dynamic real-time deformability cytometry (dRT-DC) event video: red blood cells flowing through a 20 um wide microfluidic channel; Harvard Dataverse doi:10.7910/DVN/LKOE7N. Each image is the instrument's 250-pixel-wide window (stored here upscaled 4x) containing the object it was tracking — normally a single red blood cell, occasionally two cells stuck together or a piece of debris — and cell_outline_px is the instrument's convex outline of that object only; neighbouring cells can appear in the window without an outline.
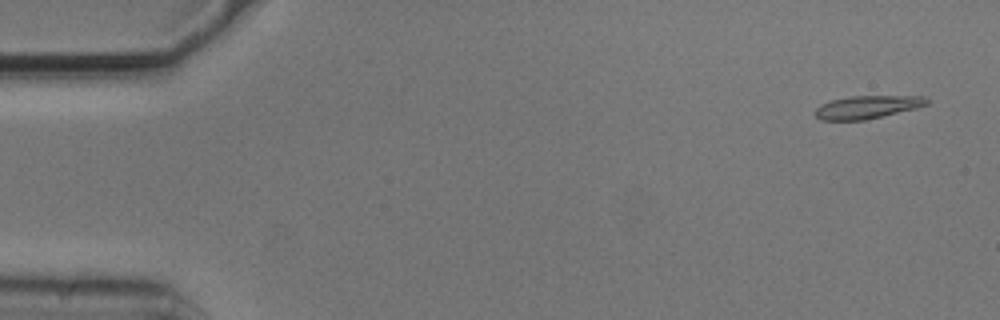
{"species": "common noctule bat (a hibernating species)", "species_latin": "Nyctalus noctula", "temperature_condition": "cold", "stored_images_in_passage": 34, "camera_frame_rate_fps": 3000, "um_per_image_px": 0.085, "animal": {"sex": "male", "body_mass_g": 20.5, "forearm_length_mm": 52.5}, "frame": {"image": 1, "passage_image": 3, "time_ms": 0.667, "image_size_px": [1000, 320], "cell_outline_px": [[928, 104], [916, 108], [864, 120], [820, 120], [816, 116], [816, 108], [820, 104], [832, 100], [852, 96], [924, 96], [928, 100]], "centroid_in_image_um": [73.71, 9.1], "position_along_channel_um": 11.3, "area_um2": 14.74}}
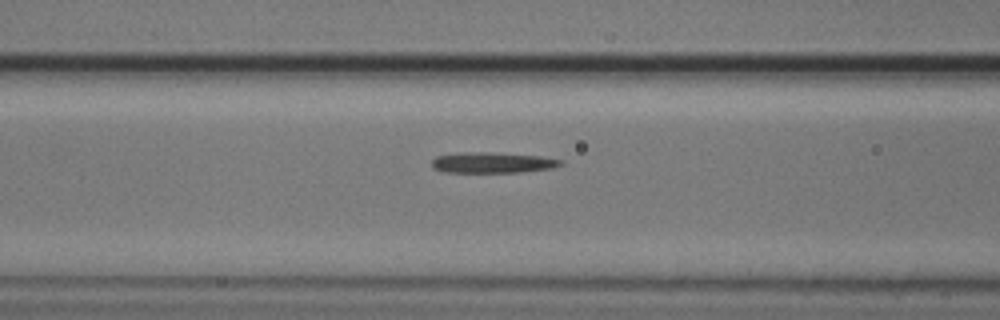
{"frame": {"image": 2, "passage_image": 22, "time_ms": 7.0, "image_size_px": [1000, 320], "cell_outline_px": [[564, 164], [552, 168], [520, 172], [440, 172], [432, 168], [432, 160], [436, 156], [464, 152], [492, 152], [540, 156], [564, 160]], "centroid_in_image_um": [41.86, 13.82], "position_along_channel_um": 124.7, "area_um2": 15.66}}
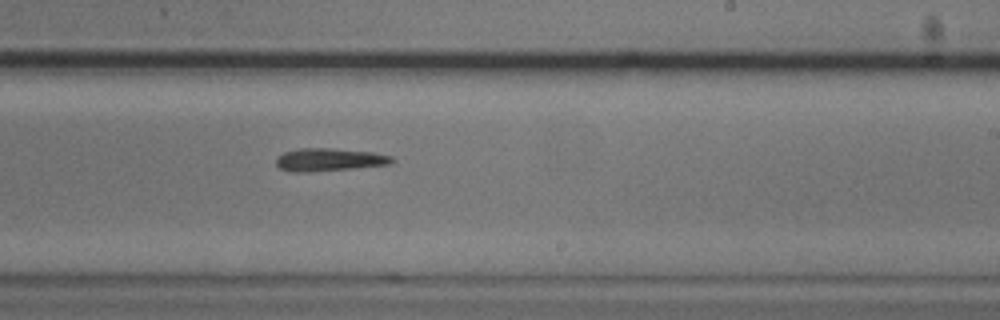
{"frame": {"image": 3, "passage_image": 33, "time_ms": 10.667, "image_size_px": [1000, 320], "cell_outline_px": [[396, 160], [392, 164], [352, 168], [308, 172], [292, 172], [280, 168], [276, 164], [276, 156], [284, 152], [300, 148], [328, 148], [372, 152], [392, 156]], "centroid_in_image_um": [27.98, 13.57], "position_along_channel_um": 261.0, "area_um2": 15.43}}